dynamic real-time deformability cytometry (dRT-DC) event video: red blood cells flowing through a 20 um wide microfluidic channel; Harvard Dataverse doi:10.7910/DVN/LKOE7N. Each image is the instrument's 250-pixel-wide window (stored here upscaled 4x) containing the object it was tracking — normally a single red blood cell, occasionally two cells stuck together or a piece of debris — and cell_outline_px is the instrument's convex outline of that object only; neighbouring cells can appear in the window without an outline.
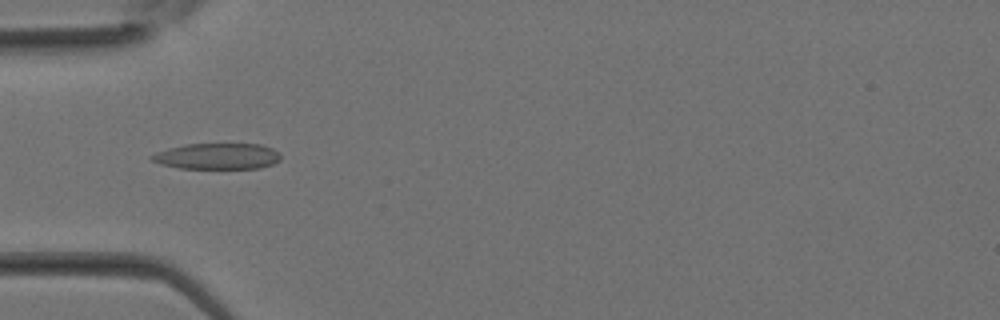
{"species": "Egyptian fruit bat (a non-hibernating species)", "species_latin": "Rousettus aegyptiacus", "temperature_condition": "room temperature", "stored_images_in_passage": 13, "camera_frame_rate_fps": 3000, "um_per_image_px": 0.085, "animal": {"sex": "female"}, "frame": {"image": 1, "passage_image": 11, "time_ms": 3.333, "image_size_px": [1000, 320], "cell_outline_px": [[280, 160], [272, 164], [260, 168], [180, 168], [160, 164], [152, 160], [148, 156], [156, 152], [168, 148], [184, 144], [260, 144], [272, 148], [280, 152]], "centroid_in_image_um": [18.46, 13.27], "position_along_channel_um": 66.5, "area_um2": 19.59}}